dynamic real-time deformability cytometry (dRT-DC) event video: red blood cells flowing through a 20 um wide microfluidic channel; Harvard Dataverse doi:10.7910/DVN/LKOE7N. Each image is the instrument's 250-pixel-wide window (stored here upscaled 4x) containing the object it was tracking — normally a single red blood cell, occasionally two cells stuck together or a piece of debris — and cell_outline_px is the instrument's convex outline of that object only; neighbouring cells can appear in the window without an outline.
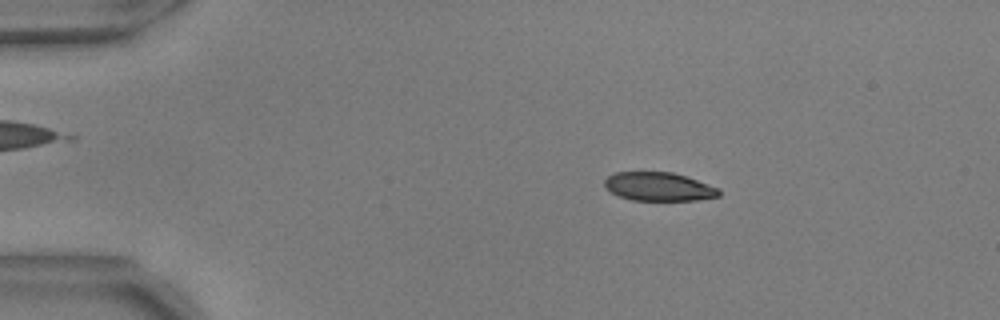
{"species": "common noctule bat (a hibernating species)", "species_latin": "Nyctalus noctula", "temperature_condition": "warm", "stored_images_in_passage": 55, "camera_frame_rate_fps": 3000, "um_per_image_px": 0.085, "animal": {"sex": "male", "body_mass_g": 17.9, "forearm_length_mm": 54.2}, "frame": {"image": 1, "passage_image": 10, "time_ms": 3.0, "image_size_px": [1000, 320], "cell_outline_px": [[720, 196], [696, 200], [632, 200], [620, 196], [604, 188], [604, 180], [608, 176], [616, 172], [672, 172], [720, 188]], "centroid_in_image_um": [55.98, 15.86], "position_along_channel_um": 29.0, "area_um2": 18.96}}
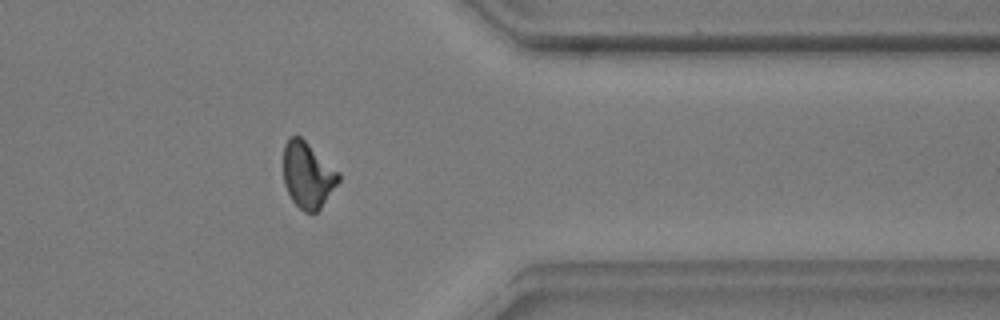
{"frame": {"image": 2, "passage_image": 45, "time_ms": 14.667, "image_size_px": [1000, 320], "cell_outline_px": [[340, 180], [320, 208], [316, 212], [304, 212], [292, 200], [284, 184], [284, 144], [288, 136], [300, 136], [340, 172]], "centroid_in_image_um": [26.16, 14.86], "position_along_channel_um": 385.2, "area_um2": 21.1}}
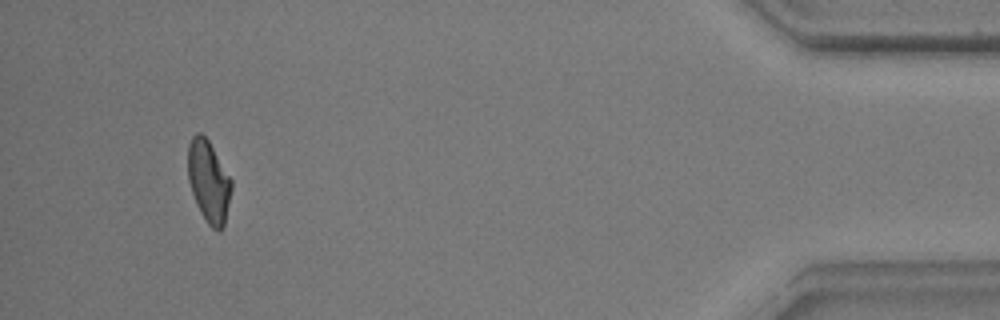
{"frame": {"image": 3, "passage_image": 52, "time_ms": 17.0, "image_size_px": [1000, 320], "cell_outline_px": [[232, 188], [224, 224], [220, 232], [212, 228], [208, 224], [200, 212], [196, 204], [188, 180], [188, 144], [192, 136], [196, 132], [200, 132], [208, 140], [232, 180]], "centroid_in_image_um": [17.73, 15.42], "position_along_channel_um": 417.5, "area_um2": 20.69}, "authors_computed_cell_mechanics": {"area_um2": 21.097, "velocity_mm_per_s": 3.6861, "shape_relaxation_time_tau1_ms": 6.4845, "shape_relaxation_time_tau2_ms": 1.7991, "deformation_change_tau1": 0.1862, "deformation_change_tau2": 0.0844}}